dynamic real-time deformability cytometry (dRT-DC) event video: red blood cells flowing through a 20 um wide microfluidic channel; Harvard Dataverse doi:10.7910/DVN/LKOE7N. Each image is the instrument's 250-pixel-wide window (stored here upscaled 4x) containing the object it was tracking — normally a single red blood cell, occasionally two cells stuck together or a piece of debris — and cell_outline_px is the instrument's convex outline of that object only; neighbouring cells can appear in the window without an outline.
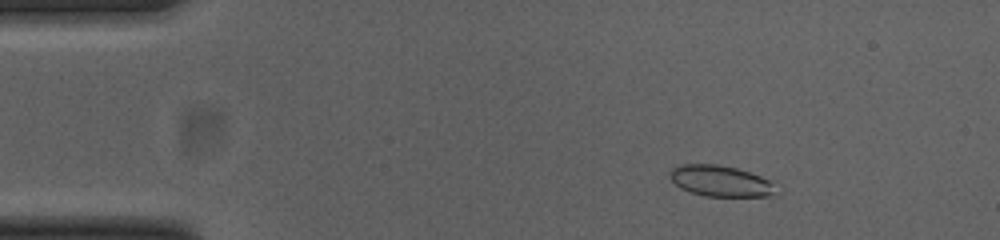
{"species": "common noctule bat (a hibernating species)", "species_latin": "Nyctalus noctula", "temperature_condition": "cold", "stored_images_in_passage": 52, "camera_frame_rate_fps": 3000, "um_per_image_px": 0.085, "animal": {"sex": "female", "body_mass_g": 23.0, "forearm_length_mm": 53.4}, "frame": {"image": 1, "passage_image": 7, "time_ms": 2.0, "image_size_px": [1000, 240], "cell_outline_px": [[776, 196], [704, 196], [680, 188], [668, 176], [668, 172], [672, 168], [680, 164], [716, 164], [736, 168], [760, 176], [768, 180], [776, 192]], "centroid_in_image_um": [61.18, 15.38], "position_along_channel_um": 23.8, "area_um2": 19.02}}
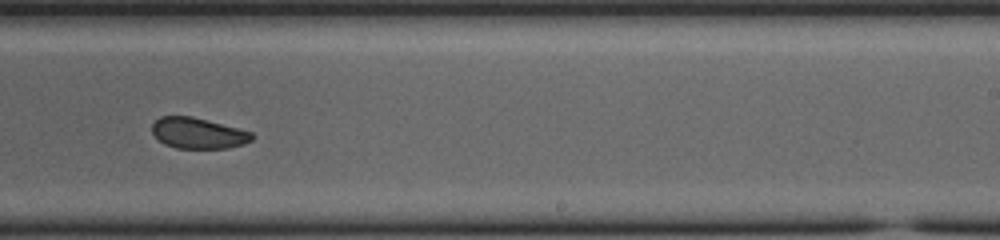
{"frame": {"image": 2, "passage_image": 32, "time_ms": 10.333, "image_size_px": [1000, 240], "cell_outline_px": [[252, 140], [244, 144], [228, 148], [176, 148], [164, 144], [152, 132], [152, 124], [160, 116], [192, 116], [252, 132]], "centroid_in_image_um": [16.82, 11.32], "position_along_channel_um": 272.2, "area_um2": 17.8}}
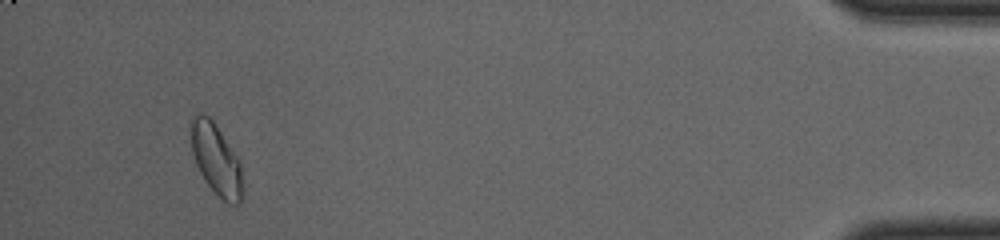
{"frame": {"image": 3, "passage_image": 49, "time_ms": 16.0, "image_size_px": [1000, 240], "cell_outline_px": [[244, 196], [240, 204], [228, 204], [208, 184], [200, 172], [196, 164], [192, 152], [188, 124], [192, 116], [208, 116], [212, 120], [236, 156], [240, 164], [244, 192]], "centroid_in_image_um": [18.36, 13.58], "position_along_channel_um": 416.8, "area_um2": 21.21}, "authors_computed_cell_mechanics": {"area_um2": 19.5364, "velocity_mm_per_s": 3.8437, "shape_relaxation_time_tau1_ms": 4.6704, "shape_relaxation_time_tau2_ms": 2.5071, "deformation_change_tau1": 0.0997, "deformation_change_tau2": 0.0469}}